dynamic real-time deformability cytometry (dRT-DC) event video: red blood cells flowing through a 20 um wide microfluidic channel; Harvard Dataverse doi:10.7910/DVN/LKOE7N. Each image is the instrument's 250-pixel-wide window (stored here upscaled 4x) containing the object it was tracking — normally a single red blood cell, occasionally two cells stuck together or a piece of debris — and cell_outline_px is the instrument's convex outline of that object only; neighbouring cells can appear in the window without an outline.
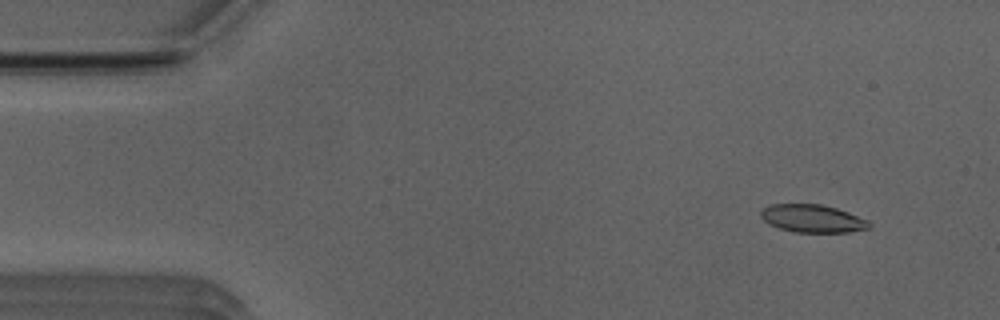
{"species": "Egyptian fruit bat (a non-hibernating species)", "species_latin": "Rousettus aegyptiacus", "temperature_condition": "room temperature", "stored_images_in_passage": 51, "camera_frame_rate_fps": 3000, "um_per_image_px": 0.085, "animal": {"sex": "male"}, "frame": {"image": 1, "passage_image": 4, "time_ms": 1.0, "image_size_px": [1000, 320], "cell_outline_px": [[872, 224], [868, 228], [848, 232], [796, 232], [780, 228], [768, 224], [760, 216], [760, 212], [764, 208], [772, 204], [820, 204], [836, 208], [848, 212], [868, 220]], "centroid_in_image_um": [69.06, 18.57], "position_along_channel_um": 15.9, "area_um2": 17.46}}
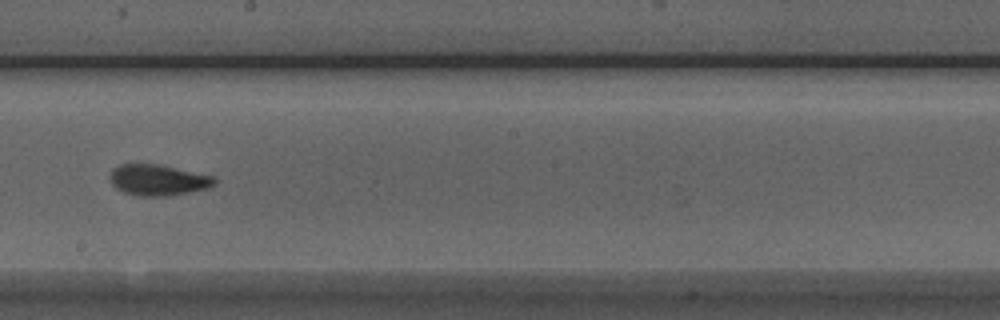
{"frame": {"image": 2, "passage_image": 28, "time_ms": 9.0, "image_size_px": [1000, 320], "cell_outline_px": [[216, 184], [208, 188], [168, 196], [140, 196], [124, 192], [116, 188], [112, 184], [108, 176], [112, 168], [120, 164], [156, 164], [216, 176]], "centroid_in_image_um": [13.42, 15.3], "position_along_channel_um": 234.8, "area_um2": 18.96}}
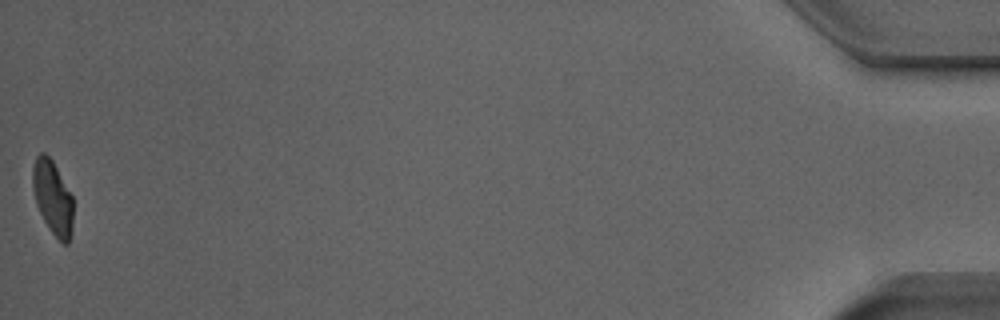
{"frame": {"image": 3, "passage_image": 51, "time_ms": 16.667, "image_size_px": [1000, 320], "cell_outline_px": [[72, 232], [68, 244], [64, 244], [48, 228], [36, 204], [32, 188], [32, 168], [36, 156], [40, 152], [44, 152], [52, 160], [72, 196]], "centroid_in_image_um": [4.46, 16.78], "position_along_channel_um": 430.7, "area_um2": 17.34}, "authors_computed_cell_mechanics": {"area_um2": 18.496, "velocity_mm_per_s": 3.9344, "shape_relaxation_time_tau1_ms": 4.3697, "shape_relaxation_time_tau2_ms": 1.786, "deformation_change_tau1": 0.1438, "deformation_change_tau2": 0.0776}}